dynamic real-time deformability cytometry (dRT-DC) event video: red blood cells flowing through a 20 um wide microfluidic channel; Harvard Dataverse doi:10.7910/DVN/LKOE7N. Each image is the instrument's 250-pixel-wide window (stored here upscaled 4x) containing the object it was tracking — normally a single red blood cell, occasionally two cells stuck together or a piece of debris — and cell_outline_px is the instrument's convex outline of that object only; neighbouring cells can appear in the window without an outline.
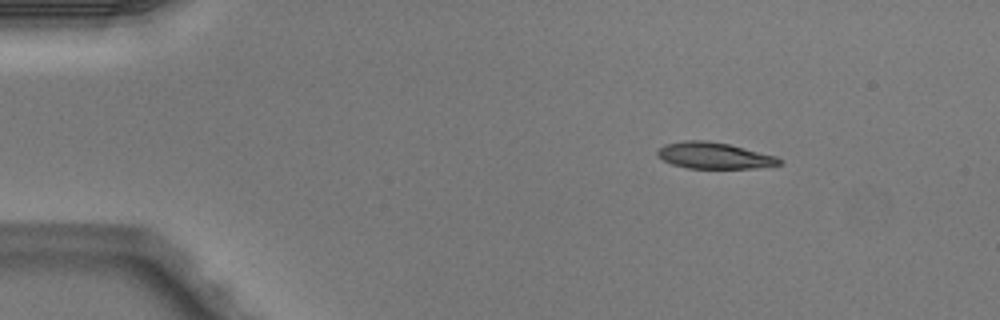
{"species": "Egyptian fruit bat (a non-hibernating species)", "species_latin": "Rousettus aegyptiacus", "temperature_condition": "warm", "stored_images_in_passage": 44, "camera_frame_rate_fps": 3000, "um_per_image_px": 0.085, "animal": {"sex": "male"}, "frame": {"image": 1, "passage_image": 1, "time_ms": 0.0, "image_size_px": [1000, 320], "cell_outline_px": [[784, 160], [780, 164], [756, 168], [688, 168], [672, 164], [656, 156], [656, 152], [664, 144], [684, 140], [708, 140], [728, 144], [776, 156]], "centroid_in_image_um": [60.68, 13.22], "position_along_channel_um": 24.3, "area_um2": 18.67}}
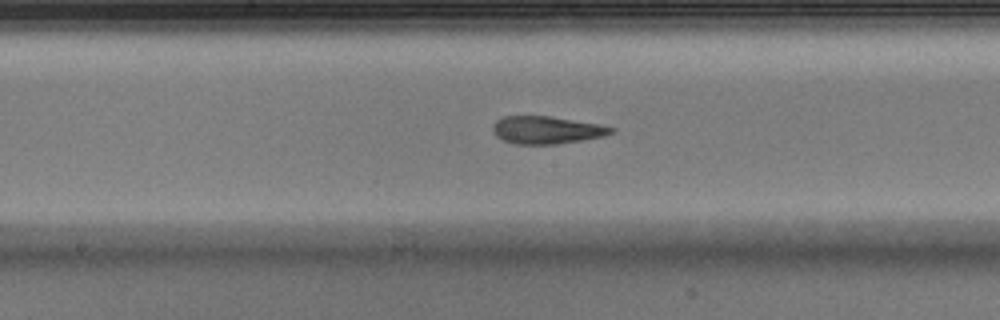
{"frame": {"image": 2, "passage_image": 20, "time_ms": 6.333, "image_size_px": [1000, 320], "cell_outline_px": [[616, 132], [604, 136], [556, 144], [512, 144], [496, 136], [492, 132], [492, 128], [496, 120], [504, 116], [552, 116], [600, 124], [616, 128]], "centroid_in_image_um": [46.48, 11.04], "position_along_channel_um": 201.7, "area_um2": 19.19}}
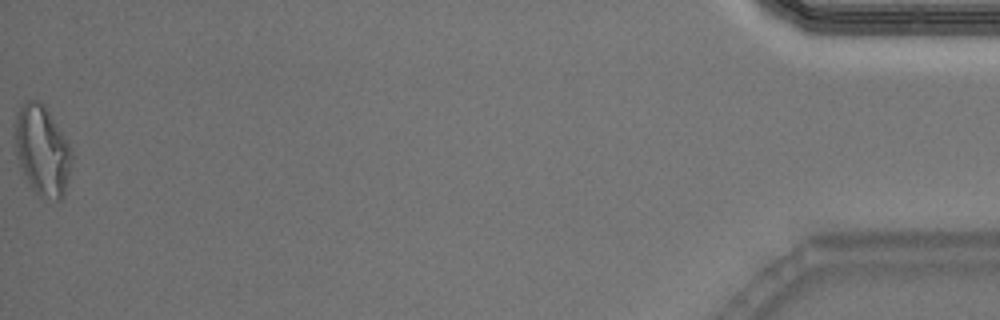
{"frame": {"image": 3, "passage_image": 44, "time_ms": 14.333, "image_size_px": [1000, 320], "cell_outline_px": [[72, 160], [64, 196], [60, 200], [56, 200], [40, 196], [32, 188], [16, 156], [16, 112], [24, 100], [36, 100], [44, 104], [68, 140], [72, 152]], "centroid_in_image_um": [3.62, 12.76], "position_along_channel_um": 431.6, "area_um2": 29.59}, "authors_computed_cell_mechanics": {"area_um2": 19.6809, "velocity_mm_per_s": 4.0467, "shape_relaxation_time_tau1_ms": 7.826, "shape_relaxation_time_tau2_ms": 1.764, "deformation_change_tau1": 0.2972, "deformation_change_tau2": 0.0926}}